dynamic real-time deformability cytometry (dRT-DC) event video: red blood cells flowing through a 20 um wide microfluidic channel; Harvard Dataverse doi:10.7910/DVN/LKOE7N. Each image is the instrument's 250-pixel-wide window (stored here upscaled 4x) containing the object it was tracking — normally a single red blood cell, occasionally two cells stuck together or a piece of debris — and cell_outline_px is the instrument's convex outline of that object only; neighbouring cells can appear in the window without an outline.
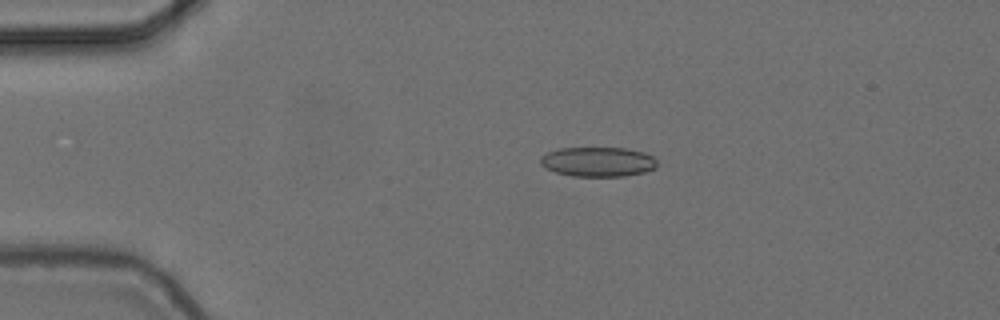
{"species": "common noctule bat (a hibernating species)", "species_latin": "Nyctalus noctula", "temperature_condition": "cold", "stored_images_in_passage": 41, "camera_frame_rate_fps": 3000, "um_per_image_px": 0.085, "animal": {"sex": "female", "body_mass_g": 24.6, "forearm_length_mm": 56.2}, "frame": {"image": 1, "passage_image": 1, "time_ms": 0.0, "image_size_px": [1000, 320], "cell_outline_px": [[656, 168], [644, 172], [624, 176], [572, 176], [556, 172], [544, 168], [540, 164], [540, 156], [548, 152], [560, 148], [624, 148], [644, 152], [652, 156], [656, 160]], "centroid_in_image_um": [50.8, 13.75], "position_along_channel_um": 34.2, "area_um2": 20.17}}
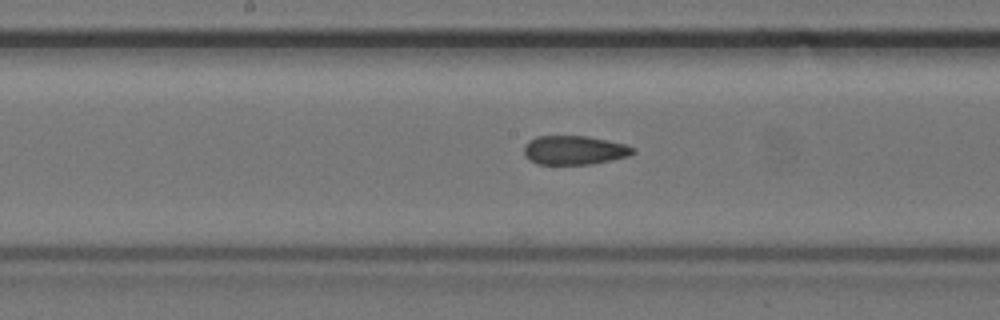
{"frame": {"image": 2, "passage_image": 18, "time_ms": 5.667, "image_size_px": [1000, 320], "cell_outline_px": [[636, 152], [628, 156], [612, 160], [592, 164], [536, 164], [528, 160], [524, 156], [524, 144], [528, 140], [536, 136], [588, 136], [608, 140], [624, 144], [636, 148]], "centroid_in_image_um": [48.79, 12.76], "position_along_channel_um": 199.4, "area_um2": 18.67}}
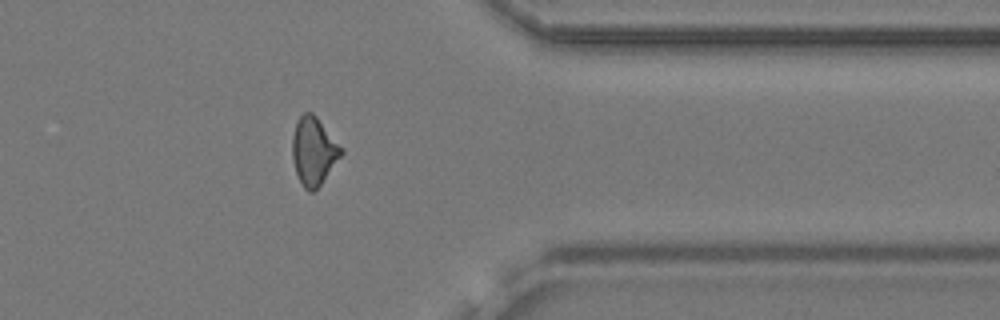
{"frame": {"image": 3, "passage_image": 34, "time_ms": 11.0, "image_size_px": [1000, 320], "cell_outline_px": [[344, 152], [320, 184], [312, 192], [308, 192], [304, 188], [296, 172], [292, 160], [292, 136], [296, 120], [304, 112], [312, 112], [316, 116], [344, 148]], "centroid_in_image_um": [26.66, 12.81], "position_along_channel_um": 384.7, "area_um2": 19.36}}